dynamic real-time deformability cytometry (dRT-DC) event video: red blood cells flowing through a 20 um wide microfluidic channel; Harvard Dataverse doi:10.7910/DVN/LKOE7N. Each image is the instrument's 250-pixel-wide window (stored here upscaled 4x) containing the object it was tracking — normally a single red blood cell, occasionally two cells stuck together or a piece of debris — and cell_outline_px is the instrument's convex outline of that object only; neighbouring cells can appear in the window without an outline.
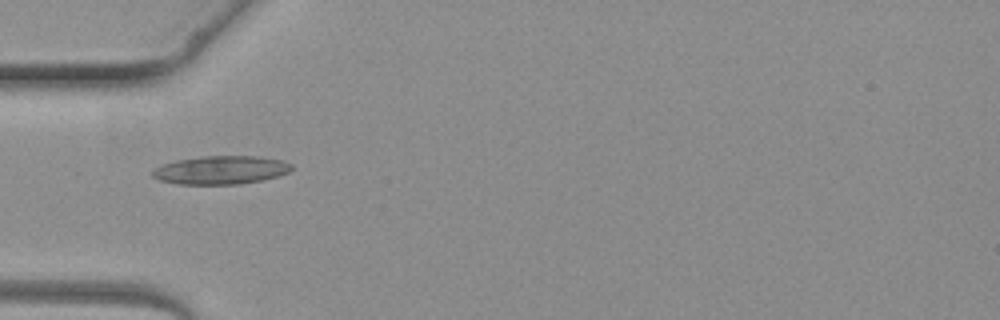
{"species": "common noctule bat (a hibernating species)", "species_latin": "Nyctalus noctula", "temperature_condition": "warm", "stored_images_in_passage": 5, "camera_frame_rate_fps": 3000, "um_per_image_px": 0.085, "animal": {"sex": "female", "body_mass_g": 19.3, "forearm_length_mm": 54.1}, "frame": {"image": 1, "passage_image": 4, "time_ms": 3.667, "image_size_px": [1000, 320], "cell_outline_px": [[292, 168], [288, 172], [276, 176], [260, 180], [240, 184], [176, 184], [160, 180], [152, 176], [152, 168], [160, 164], [176, 160], [204, 156], [256, 156], [284, 160], [292, 164]], "centroid_in_image_um": [18.73, 14.44], "position_along_channel_um": 66.3, "area_um2": 23.06}}
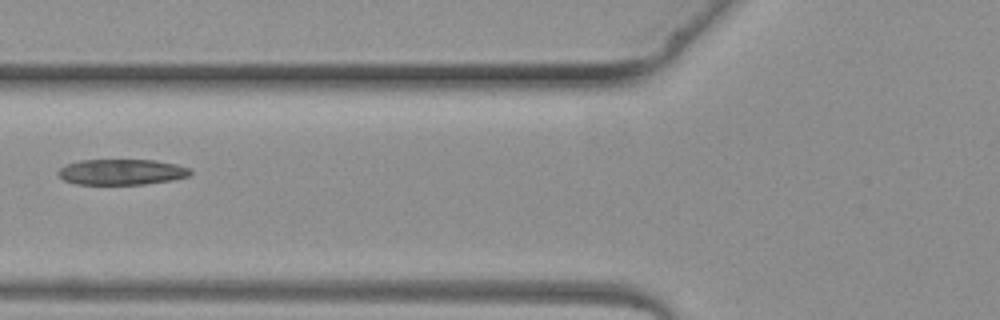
{"frame": {"image": 2, "passage_image": 5, "time_ms": 4.667, "image_size_px": [1000, 320], "cell_outline_px": [[192, 172], [188, 176], [172, 180], [144, 184], [76, 184], [64, 180], [56, 172], [60, 168], [68, 164], [80, 160], [156, 160], [176, 164], [192, 168]], "centroid_in_image_um": [10.36, 14.61], "position_along_channel_um": 115.4, "area_um2": 19.77}}